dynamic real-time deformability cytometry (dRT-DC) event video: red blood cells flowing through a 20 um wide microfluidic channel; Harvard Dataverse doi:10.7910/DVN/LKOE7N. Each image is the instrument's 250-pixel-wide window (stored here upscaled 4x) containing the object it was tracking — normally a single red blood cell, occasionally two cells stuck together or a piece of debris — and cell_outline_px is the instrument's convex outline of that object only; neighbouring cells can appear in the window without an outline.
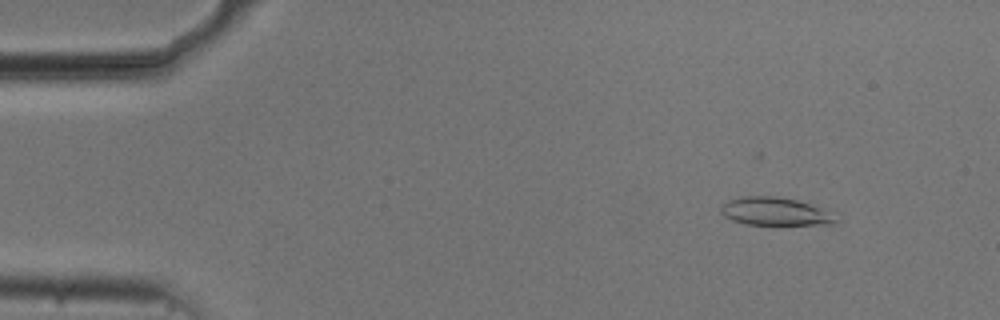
{"species": "common noctule bat (a hibernating species)", "species_latin": "Nyctalus noctula", "temperature_condition": "cold", "stored_images_in_passage": 53, "camera_frame_rate_fps": 3000, "um_per_image_px": 0.085, "animal": {"sex": "male", "body_mass_g": 20.5, "forearm_length_mm": 52.5}, "frame": {"image": 1, "passage_image": 5, "time_ms": 1.333, "image_size_px": [1000, 320], "cell_outline_px": [[840, 220], [832, 224], [744, 224], [732, 220], [724, 216], [720, 212], [720, 204], [728, 200], [740, 196], [776, 196], [796, 200], [808, 204], [828, 212]], "centroid_in_image_um": [65.78, 17.97], "position_along_channel_um": 19.2, "area_um2": 18.55}}
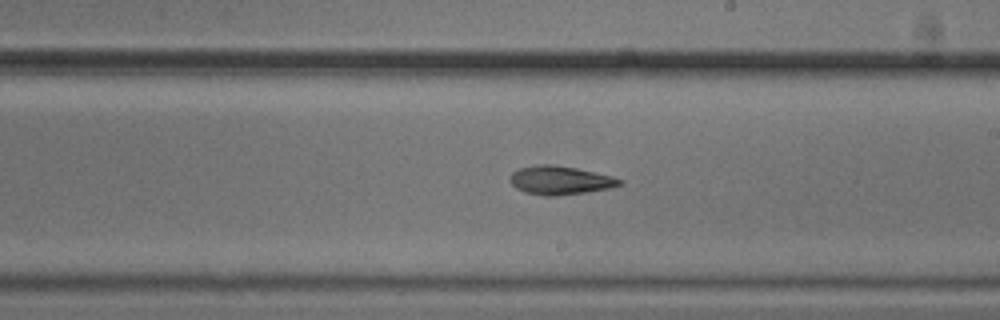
{"frame": {"image": 2, "passage_image": 30, "time_ms": 9.667, "image_size_px": [1000, 320], "cell_outline_px": [[624, 184], [612, 188], [588, 192], [556, 196], [544, 196], [524, 192], [516, 188], [508, 180], [512, 172], [520, 168], [540, 164], [552, 164], [576, 168], [612, 176], [624, 180]], "centroid_in_image_um": [47.63, 15.33], "position_along_channel_um": 241.4, "area_um2": 18.5}}
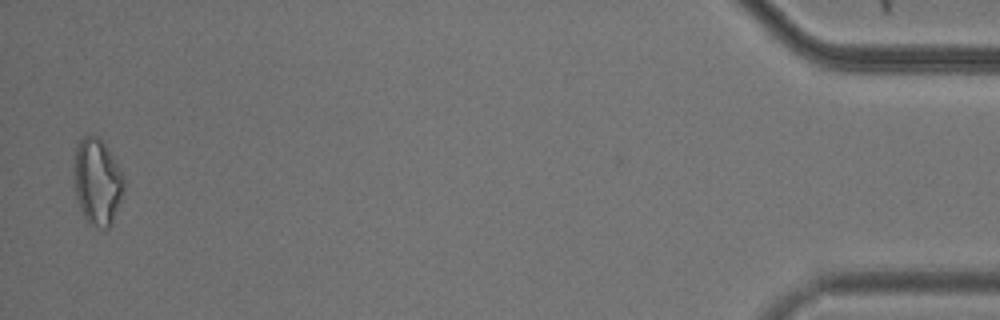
{"frame": {"image": 3, "passage_image": 52, "time_ms": 17.0, "image_size_px": [1000, 320], "cell_outline_px": [[124, 192], [112, 224], [104, 232], [88, 224], [80, 208], [76, 196], [72, 172], [72, 168], [76, 144], [84, 136], [96, 136], [108, 148], [124, 176]], "centroid_in_image_um": [8.25, 15.49], "position_along_channel_um": 426.9, "area_um2": 25.78}, "authors_computed_cell_mechanics": {"area_um2": 18.6116, "velocity_mm_per_s": 3.7372, "shape_relaxation_time_tau1_ms": 4.1878, "shape_relaxation_time_tau2_ms": 11.0749, "deformation_change_tau1": 0.1195, "deformation_change_tau2": 0.2391}}